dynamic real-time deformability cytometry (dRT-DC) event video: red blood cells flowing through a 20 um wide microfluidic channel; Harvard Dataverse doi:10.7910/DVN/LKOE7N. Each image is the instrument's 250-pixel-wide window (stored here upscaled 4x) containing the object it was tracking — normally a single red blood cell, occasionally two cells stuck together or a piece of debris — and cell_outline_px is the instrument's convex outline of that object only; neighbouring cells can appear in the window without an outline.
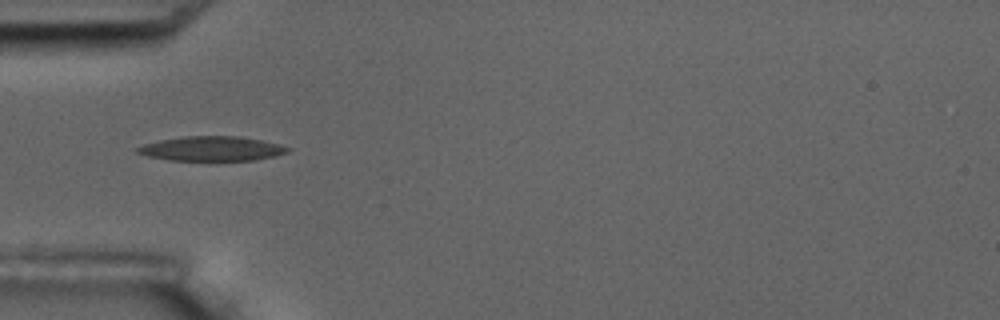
{"species": "common noctule bat (a hibernating species)", "species_latin": "Nyctalus noctula", "temperature_condition": "room temperature", "stored_images_in_passage": 3, "camera_frame_rate_fps": 3000, "um_per_image_px": 0.085, "animal": {"sex": "male", "body_mass_g": 17.5, "forearm_length_mm": 52.3}, "frame": {"image": 1, "passage_image": 1, "time_ms": 0.0, "image_size_px": [1000, 320], "cell_outline_px": [[292, 148], [288, 152], [256, 160], [168, 160], [148, 156], [136, 152], [136, 148], [144, 144], [160, 140], [184, 136], [240, 136], [260, 140]], "centroid_in_image_um": [17.97, 12.63], "position_along_channel_um": 67.0, "area_um2": 21.27}}